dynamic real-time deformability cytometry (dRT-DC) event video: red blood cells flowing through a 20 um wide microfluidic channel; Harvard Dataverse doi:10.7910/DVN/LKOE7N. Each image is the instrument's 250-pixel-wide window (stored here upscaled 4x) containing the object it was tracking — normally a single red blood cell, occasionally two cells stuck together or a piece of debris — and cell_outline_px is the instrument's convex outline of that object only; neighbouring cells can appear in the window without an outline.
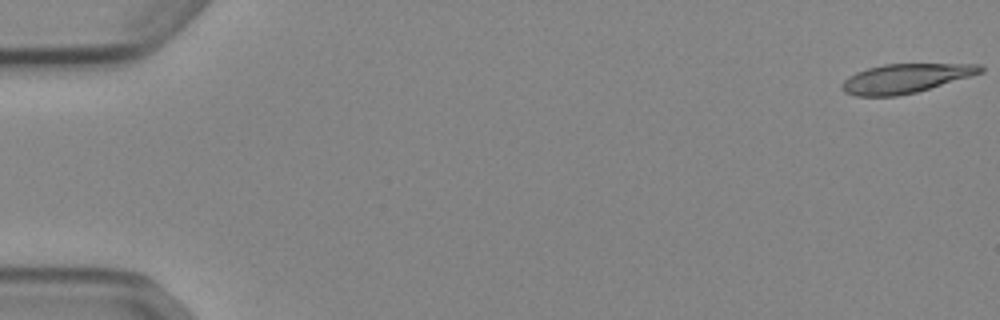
{"species": "Egyptian fruit bat (a non-hibernating species)", "species_latin": "Rousettus aegyptiacus", "temperature_condition": "cold", "stored_images_in_passage": 15, "camera_frame_rate_fps": 3000, "um_per_image_px": 0.085, "animal": {"sex": "female"}, "frame": {"image": 1, "passage_image": 1, "time_ms": 0.0, "image_size_px": [1000, 320], "cell_outline_px": [[984, 72], [972, 76], [916, 92], [896, 96], [856, 96], [844, 92], [840, 88], [840, 84], [848, 76], [856, 72], [868, 68], [884, 64], [980, 64], [984, 68]], "centroid_in_image_um": [76.95, 6.66], "position_along_channel_um": 8.1, "area_um2": 23.58}}
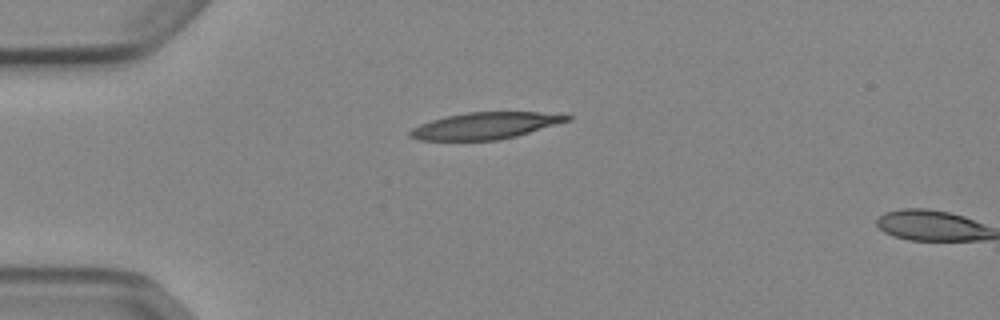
{"frame": {"image": 2, "passage_image": 14, "time_ms": 4.333, "image_size_px": [1000, 320], "cell_outline_px": [[572, 120], [516, 136], [496, 140], [420, 140], [408, 136], [408, 132], [412, 128], [420, 124], [432, 120], [448, 116], [468, 112], [540, 112], [572, 116]], "centroid_in_image_um": [41.25, 10.68], "position_along_channel_um": 43.8, "area_um2": 24.22}}